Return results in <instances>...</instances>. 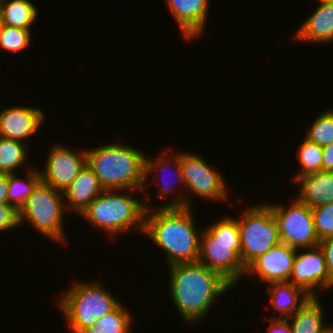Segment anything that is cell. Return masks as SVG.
<instances>
[{
    "instance_id": "cell-1",
    "label": "cell",
    "mask_w": 333,
    "mask_h": 333,
    "mask_svg": "<svg viewBox=\"0 0 333 333\" xmlns=\"http://www.w3.org/2000/svg\"><path fill=\"white\" fill-rule=\"evenodd\" d=\"M177 192L170 203L160 204L157 211L149 208L145 215L144 234L164 250L169 266L195 263L199 257L200 232L194 224L191 198Z\"/></svg>"
},
{
    "instance_id": "cell-2",
    "label": "cell",
    "mask_w": 333,
    "mask_h": 333,
    "mask_svg": "<svg viewBox=\"0 0 333 333\" xmlns=\"http://www.w3.org/2000/svg\"><path fill=\"white\" fill-rule=\"evenodd\" d=\"M168 267L170 299L183 322L190 325L202 321L217 298L233 287L220 274L199 262Z\"/></svg>"
},
{
    "instance_id": "cell-3",
    "label": "cell",
    "mask_w": 333,
    "mask_h": 333,
    "mask_svg": "<svg viewBox=\"0 0 333 333\" xmlns=\"http://www.w3.org/2000/svg\"><path fill=\"white\" fill-rule=\"evenodd\" d=\"M86 154L87 165L104 190L144 191L146 155L140 150L111 142L93 149L86 148Z\"/></svg>"
},
{
    "instance_id": "cell-4",
    "label": "cell",
    "mask_w": 333,
    "mask_h": 333,
    "mask_svg": "<svg viewBox=\"0 0 333 333\" xmlns=\"http://www.w3.org/2000/svg\"><path fill=\"white\" fill-rule=\"evenodd\" d=\"M200 230L198 262L220 274L232 286L246 269L241 262V239L237 218L226 216Z\"/></svg>"
},
{
    "instance_id": "cell-5",
    "label": "cell",
    "mask_w": 333,
    "mask_h": 333,
    "mask_svg": "<svg viewBox=\"0 0 333 333\" xmlns=\"http://www.w3.org/2000/svg\"><path fill=\"white\" fill-rule=\"evenodd\" d=\"M118 191L104 190L80 216L85 217L84 219L97 229L108 232L111 237L132 227L144 233L146 211L151 206L126 194L129 191L123 194Z\"/></svg>"
},
{
    "instance_id": "cell-6",
    "label": "cell",
    "mask_w": 333,
    "mask_h": 333,
    "mask_svg": "<svg viewBox=\"0 0 333 333\" xmlns=\"http://www.w3.org/2000/svg\"><path fill=\"white\" fill-rule=\"evenodd\" d=\"M65 294L57 305L71 333H82L121 304L96 281L75 282Z\"/></svg>"
},
{
    "instance_id": "cell-7",
    "label": "cell",
    "mask_w": 333,
    "mask_h": 333,
    "mask_svg": "<svg viewBox=\"0 0 333 333\" xmlns=\"http://www.w3.org/2000/svg\"><path fill=\"white\" fill-rule=\"evenodd\" d=\"M261 204L244 208L237 219L241 239L240 259L245 269L280 242L279 222L272 209L266 203Z\"/></svg>"
},
{
    "instance_id": "cell-8",
    "label": "cell",
    "mask_w": 333,
    "mask_h": 333,
    "mask_svg": "<svg viewBox=\"0 0 333 333\" xmlns=\"http://www.w3.org/2000/svg\"><path fill=\"white\" fill-rule=\"evenodd\" d=\"M62 197L64 198L62 191L41 181L19 210V224L22 225L26 221L44 237L64 244L66 239L63 216L67 209Z\"/></svg>"
},
{
    "instance_id": "cell-9",
    "label": "cell",
    "mask_w": 333,
    "mask_h": 333,
    "mask_svg": "<svg viewBox=\"0 0 333 333\" xmlns=\"http://www.w3.org/2000/svg\"><path fill=\"white\" fill-rule=\"evenodd\" d=\"M267 205L272 209L279 222L280 242L295 249L314 248L320 240L315 231L312 209L293 199L289 206L276 203Z\"/></svg>"
},
{
    "instance_id": "cell-10",
    "label": "cell",
    "mask_w": 333,
    "mask_h": 333,
    "mask_svg": "<svg viewBox=\"0 0 333 333\" xmlns=\"http://www.w3.org/2000/svg\"><path fill=\"white\" fill-rule=\"evenodd\" d=\"M180 163L185 182L186 194L212 201H227L228 190L221 172H217L196 153L180 152Z\"/></svg>"
},
{
    "instance_id": "cell-11",
    "label": "cell",
    "mask_w": 333,
    "mask_h": 333,
    "mask_svg": "<svg viewBox=\"0 0 333 333\" xmlns=\"http://www.w3.org/2000/svg\"><path fill=\"white\" fill-rule=\"evenodd\" d=\"M47 155L45 169L41 171V181L52 188L64 192L73 179L87 164L86 149L73 151L71 148L53 144Z\"/></svg>"
},
{
    "instance_id": "cell-12",
    "label": "cell",
    "mask_w": 333,
    "mask_h": 333,
    "mask_svg": "<svg viewBox=\"0 0 333 333\" xmlns=\"http://www.w3.org/2000/svg\"><path fill=\"white\" fill-rule=\"evenodd\" d=\"M303 250L306 251H296L289 283L300 287L311 297H318L315 293L317 288L321 291L333 288V281L326 268L325 255L320 246Z\"/></svg>"
},
{
    "instance_id": "cell-13",
    "label": "cell",
    "mask_w": 333,
    "mask_h": 333,
    "mask_svg": "<svg viewBox=\"0 0 333 333\" xmlns=\"http://www.w3.org/2000/svg\"><path fill=\"white\" fill-rule=\"evenodd\" d=\"M296 251L297 249L279 242L257 258L246 269V275L257 274L258 281L266 284L289 282Z\"/></svg>"
},
{
    "instance_id": "cell-14",
    "label": "cell",
    "mask_w": 333,
    "mask_h": 333,
    "mask_svg": "<svg viewBox=\"0 0 333 333\" xmlns=\"http://www.w3.org/2000/svg\"><path fill=\"white\" fill-rule=\"evenodd\" d=\"M43 110L37 107H8L0 112V136L25 143L45 122Z\"/></svg>"
},
{
    "instance_id": "cell-15",
    "label": "cell",
    "mask_w": 333,
    "mask_h": 333,
    "mask_svg": "<svg viewBox=\"0 0 333 333\" xmlns=\"http://www.w3.org/2000/svg\"><path fill=\"white\" fill-rule=\"evenodd\" d=\"M166 3L185 40H194L203 34L209 0H166Z\"/></svg>"
},
{
    "instance_id": "cell-16",
    "label": "cell",
    "mask_w": 333,
    "mask_h": 333,
    "mask_svg": "<svg viewBox=\"0 0 333 333\" xmlns=\"http://www.w3.org/2000/svg\"><path fill=\"white\" fill-rule=\"evenodd\" d=\"M320 2L313 13L303 21L292 39L295 41L327 44L333 41V0Z\"/></svg>"
},
{
    "instance_id": "cell-17",
    "label": "cell",
    "mask_w": 333,
    "mask_h": 333,
    "mask_svg": "<svg viewBox=\"0 0 333 333\" xmlns=\"http://www.w3.org/2000/svg\"><path fill=\"white\" fill-rule=\"evenodd\" d=\"M104 191L98 177L86 164L63 192L66 209L81 215L89 204ZM67 200V201H66Z\"/></svg>"
},
{
    "instance_id": "cell-18",
    "label": "cell",
    "mask_w": 333,
    "mask_h": 333,
    "mask_svg": "<svg viewBox=\"0 0 333 333\" xmlns=\"http://www.w3.org/2000/svg\"><path fill=\"white\" fill-rule=\"evenodd\" d=\"M300 184L295 198L311 209L333 202V172L320 171L298 177Z\"/></svg>"
},
{
    "instance_id": "cell-19",
    "label": "cell",
    "mask_w": 333,
    "mask_h": 333,
    "mask_svg": "<svg viewBox=\"0 0 333 333\" xmlns=\"http://www.w3.org/2000/svg\"><path fill=\"white\" fill-rule=\"evenodd\" d=\"M266 291L270 296L273 314L279 312V316L272 318L288 319L312 298L303 289L289 282L270 283Z\"/></svg>"
},
{
    "instance_id": "cell-20",
    "label": "cell",
    "mask_w": 333,
    "mask_h": 333,
    "mask_svg": "<svg viewBox=\"0 0 333 333\" xmlns=\"http://www.w3.org/2000/svg\"><path fill=\"white\" fill-rule=\"evenodd\" d=\"M317 297H312L288 320L292 333H330L333 325L324 323L322 304ZM326 324V325H325Z\"/></svg>"
},
{
    "instance_id": "cell-21",
    "label": "cell",
    "mask_w": 333,
    "mask_h": 333,
    "mask_svg": "<svg viewBox=\"0 0 333 333\" xmlns=\"http://www.w3.org/2000/svg\"><path fill=\"white\" fill-rule=\"evenodd\" d=\"M4 25L26 30L37 20V8L29 0H0Z\"/></svg>"
},
{
    "instance_id": "cell-22",
    "label": "cell",
    "mask_w": 333,
    "mask_h": 333,
    "mask_svg": "<svg viewBox=\"0 0 333 333\" xmlns=\"http://www.w3.org/2000/svg\"><path fill=\"white\" fill-rule=\"evenodd\" d=\"M26 175L27 179L24 180L17 173L8 174L7 203L14 206L18 211L25 205L28 197L41 182L39 169L31 167L27 170Z\"/></svg>"
},
{
    "instance_id": "cell-23",
    "label": "cell",
    "mask_w": 333,
    "mask_h": 333,
    "mask_svg": "<svg viewBox=\"0 0 333 333\" xmlns=\"http://www.w3.org/2000/svg\"><path fill=\"white\" fill-rule=\"evenodd\" d=\"M166 156H168V153H167V151H164V150H163V152H161L160 157H156L158 159L153 160V158H150L146 155V157H145V185H144V189L147 188L146 186H149L147 184V182H148V178H149L150 175L152 176V174L155 173L156 171H159V173H161L165 168H168V167H169L168 169H171V167H172V169H175L174 171L176 173L175 172L174 173L178 177V179H177L178 183L185 187V182H184L183 174H182V170H181L180 153L178 152V154L174 155L173 158L165 160ZM171 165H173V166H171ZM164 173H166L165 170H164ZM163 176H165V175H163ZM159 180H162L163 182L167 181L166 178H164V179L159 178ZM176 183H177V181H176ZM170 186H172V185H170V183H168V182L162 183V186L159 187V189H158L157 196L162 199L163 197L168 196L167 194L169 192H171V193L173 191L176 192L175 190H173V189H175L174 185L172 187H170Z\"/></svg>"
},
{
    "instance_id": "cell-24",
    "label": "cell",
    "mask_w": 333,
    "mask_h": 333,
    "mask_svg": "<svg viewBox=\"0 0 333 333\" xmlns=\"http://www.w3.org/2000/svg\"><path fill=\"white\" fill-rule=\"evenodd\" d=\"M27 145V143L0 136V174H13L18 172L16 169L20 166L22 167L27 157L29 158Z\"/></svg>"
},
{
    "instance_id": "cell-25",
    "label": "cell",
    "mask_w": 333,
    "mask_h": 333,
    "mask_svg": "<svg viewBox=\"0 0 333 333\" xmlns=\"http://www.w3.org/2000/svg\"><path fill=\"white\" fill-rule=\"evenodd\" d=\"M124 305L120 304L114 311L105 314L82 333H131L132 318Z\"/></svg>"
},
{
    "instance_id": "cell-26",
    "label": "cell",
    "mask_w": 333,
    "mask_h": 333,
    "mask_svg": "<svg viewBox=\"0 0 333 333\" xmlns=\"http://www.w3.org/2000/svg\"><path fill=\"white\" fill-rule=\"evenodd\" d=\"M303 140L304 141L300 144L301 146H299V149L296 153V156L298 157L299 163L301 165L299 171L296 170L297 173L293 177V181L302 175L322 171V147L309 142L305 138H303Z\"/></svg>"
},
{
    "instance_id": "cell-27",
    "label": "cell",
    "mask_w": 333,
    "mask_h": 333,
    "mask_svg": "<svg viewBox=\"0 0 333 333\" xmlns=\"http://www.w3.org/2000/svg\"><path fill=\"white\" fill-rule=\"evenodd\" d=\"M305 139L309 142L325 147L333 143V109L325 110L314 120L307 129Z\"/></svg>"
},
{
    "instance_id": "cell-28",
    "label": "cell",
    "mask_w": 333,
    "mask_h": 333,
    "mask_svg": "<svg viewBox=\"0 0 333 333\" xmlns=\"http://www.w3.org/2000/svg\"><path fill=\"white\" fill-rule=\"evenodd\" d=\"M30 32L31 30L3 24L0 30V47L12 53L24 51L30 45Z\"/></svg>"
},
{
    "instance_id": "cell-29",
    "label": "cell",
    "mask_w": 333,
    "mask_h": 333,
    "mask_svg": "<svg viewBox=\"0 0 333 333\" xmlns=\"http://www.w3.org/2000/svg\"><path fill=\"white\" fill-rule=\"evenodd\" d=\"M316 234L322 239L333 235V202L312 209Z\"/></svg>"
},
{
    "instance_id": "cell-30",
    "label": "cell",
    "mask_w": 333,
    "mask_h": 333,
    "mask_svg": "<svg viewBox=\"0 0 333 333\" xmlns=\"http://www.w3.org/2000/svg\"><path fill=\"white\" fill-rule=\"evenodd\" d=\"M18 226H20L19 211L8 203H0V232Z\"/></svg>"
},
{
    "instance_id": "cell-31",
    "label": "cell",
    "mask_w": 333,
    "mask_h": 333,
    "mask_svg": "<svg viewBox=\"0 0 333 333\" xmlns=\"http://www.w3.org/2000/svg\"><path fill=\"white\" fill-rule=\"evenodd\" d=\"M319 246L324 252L327 272L333 281V235L322 239Z\"/></svg>"
},
{
    "instance_id": "cell-32",
    "label": "cell",
    "mask_w": 333,
    "mask_h": 333,
    "mask_svg": "<svg viewBox=\"0 0 333 333\" xmlns=\"http://www.w3.org/2000/svg\"><path fill=\"white\" fill-rule=\"evenodd\" d=\"M269 320L271 322L266 333H292L288 319L270 317Z\"/></svg>"
},
{
    "instance_id": "cell-33",
    "label": "cell",
    "mask_w": 333,
    "mask_h": 333,
    "mask_svg": "<svg viewBox=\"0 0 333 333\" xmlns=\"http://www.w3.org/2000/svg\"><path fill=\"white\" fill-rule=\"evenodd\" d=\"M323 159H322V171L333 172V143L322 147Z\"/></svg>"
},
{
    "instance_id": "cell-34",
    "label": "cell",
    "mask_w": 333,
    "mask_h": 333,
    "mask_svg": "<svg viewBox=\"0 0 333 333\" xmlns=\"http://www.w3.org/2000/svg\"><path fill=\"white\" fill-rule=\"evenodd\" d=\"M8 174H0V203H7Z\"/></svg>"
},
{
    "instance_id": "cell-35",
    "label": "cell",
    "mask_w": 333,
    "mask_h": 333,
    "mask_svg": "<svg viewBox=\"0 0 333 333\" xmlns=\"http://www.w3.org/2000/svg\"><path fill=\"white\" fill-rule=\"evenodd\" d=\"M3 26V19H2V12H1V8H0V30Z\"/></svg>"
}]
</instances>
